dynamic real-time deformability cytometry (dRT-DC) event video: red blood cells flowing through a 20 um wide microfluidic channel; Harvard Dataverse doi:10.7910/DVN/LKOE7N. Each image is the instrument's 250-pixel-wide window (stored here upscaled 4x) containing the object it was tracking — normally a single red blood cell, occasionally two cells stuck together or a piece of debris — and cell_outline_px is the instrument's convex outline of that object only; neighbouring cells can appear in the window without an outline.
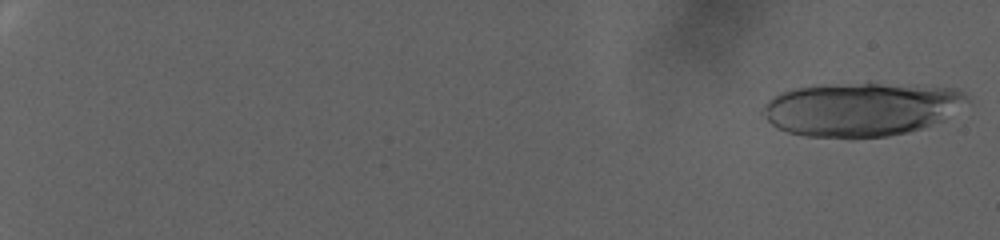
{"species": "human", "species_latin": "Homo sapiens", "temperature_condition": "warm", "stored_images_in_passage": 43, "camera_frame_rate_fps": 3000, "um_per_image_px": 0.085, "donor": {"sex": "female"}, "frame": {"image": 1, "passage_image": 2, "time_ms": 0.333, "image_size_px": [1000, 240], "cell_outline_px": [[972, 100], [944, 120], [908, 132], [888, 136], [852, 140], [848, 140], [804, 136], [788, 132], [776, 128], [760, 112], [764, 104], [772, 96], [792, 88], [816, 84], [880, 84], [956, 88], [964, 92]], "centroid_in_image_um": [73.17, 9.31], "position_along_channel_um": 11.8, "area_um2": 64.91}}
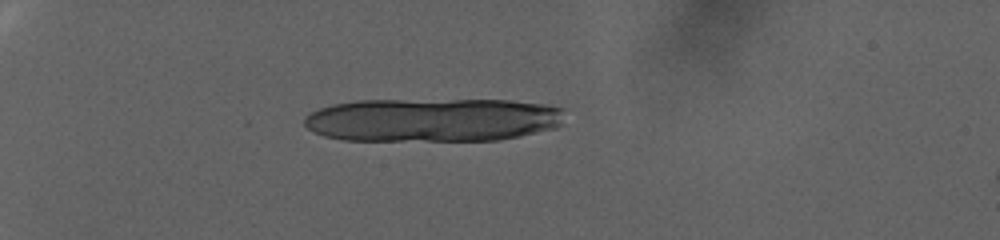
{"frame": {"image": 2, "passage_image": 31, "time_ms": 10.0, "image_size_px": [1000, 240], "cell_outline_px": [[564, 108], [560, 124], [556, 128], [520, 136], [496, 140], [344, 140], [324, 136], [308, 128], [304, 124], [304, 120], [312, 112], [320, 108], [332, 104], [356, 100], [508, 100], [544, 104]], "centroid_in_image_um": [36.79, 10.18], "position_along_channel_um": 48.2, "area_um2": 66.24}}